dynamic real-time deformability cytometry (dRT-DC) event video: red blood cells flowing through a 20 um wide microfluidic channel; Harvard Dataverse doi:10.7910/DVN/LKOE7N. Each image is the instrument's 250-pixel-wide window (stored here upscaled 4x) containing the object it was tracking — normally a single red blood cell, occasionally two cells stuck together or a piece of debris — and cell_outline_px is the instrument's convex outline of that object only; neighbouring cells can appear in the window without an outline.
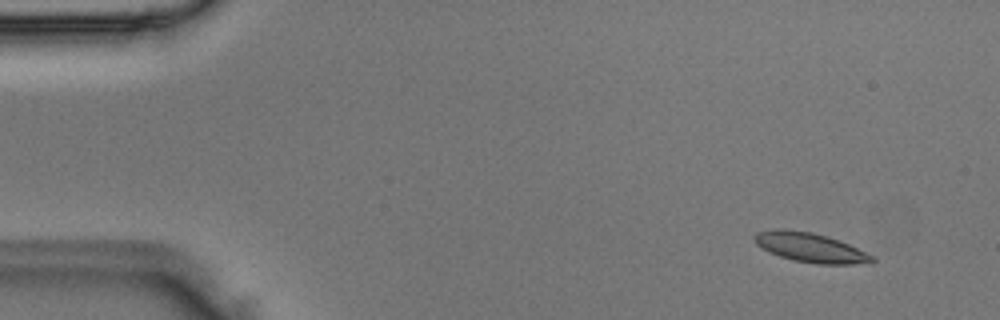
{"species": "Egyptian fruit bat (a non-hibernating species)", "species_latin": "Rousettus aegyptiacus", "temperature_condition": "room temperature", "stored_images_in_passage": 5, "camera_frame_rate_fps": 3000, "um_per_image_px": 0.085, "animal": {"sex": "male"}, "frame": {"image": 1, "passage_image": 2, "time_ms": 0.333, "image_size_px": [1000, 320], "cell_outline_px": [[876, 260], [872, 264], [816, 264], [792, 260], [768, 252], [760, 248], [752, 240], [752, 236], [756, 232], [776, 228], [784, 228], [812, 232], [848, 244], [872, 256]], "centroid_in_image_um": [68.8, 21.04], "position_along_channel_um": 16.2, "area_um2": 20.35}}
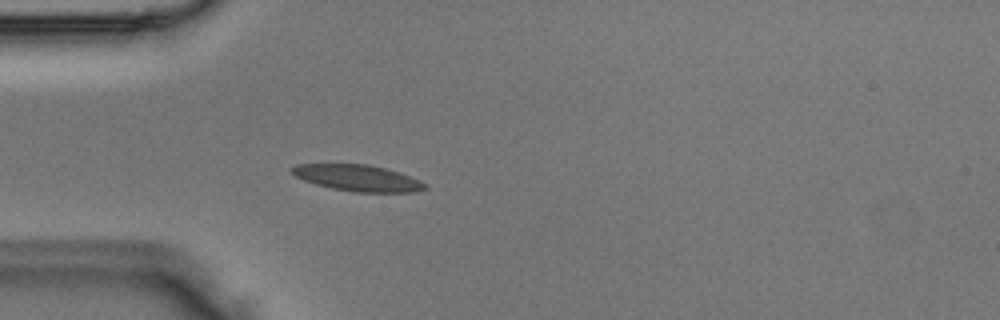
{"frame": {"image": 2, "passage_image": 5, "time_ms": 1.333, "image_size_px": [1000, 320], "cell_outline_px": [[428, 188], [412, 192], [352, 192], [332, 188], [316, 184], [304, 180], [288, 172], [288, 168], [296, 164], [368, 164], [384, 168], [420, 180], [428, 184]], "centroid_in_image_um": [30.36, 15.12], "position_along_channel_um": 54.6, "area_um2": 20.4}}